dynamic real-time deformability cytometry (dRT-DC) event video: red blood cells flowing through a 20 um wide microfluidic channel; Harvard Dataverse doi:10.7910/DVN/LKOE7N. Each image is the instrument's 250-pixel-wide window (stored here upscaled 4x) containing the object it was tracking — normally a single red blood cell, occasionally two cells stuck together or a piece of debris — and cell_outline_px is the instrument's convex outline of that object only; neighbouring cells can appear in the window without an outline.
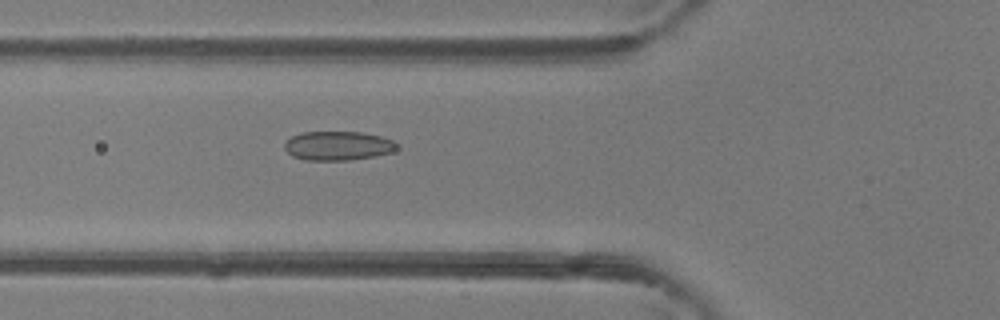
{"species": "common noctule bat (a hibernating species)", "species_latin": "Nyctalus noctula", "temperature_condition": "room temperature", "stored_images_in_passage": 48, "camera_frame_rate_fps": 3000, "um_per_image_px": 0.085, "animal": {"sex": "female"}, "frame": {"image": 1, "passage_image": 18, "time_ms": 5.667, "image_size_px": [1000, 320], "cell_outline_px": [[396, 148], [392, 152], [376, 156], [348, 160], [304, 160], [292, 156], [284, 148], [284, 144], [292, 136], [300, 132], [364, 132], [380, 136], [392, 140], [396, 144]], "centroid_in_image_um": [28.7, 12.39], "position_along_channel_um": 97.1, "area_um2": 19.02}}
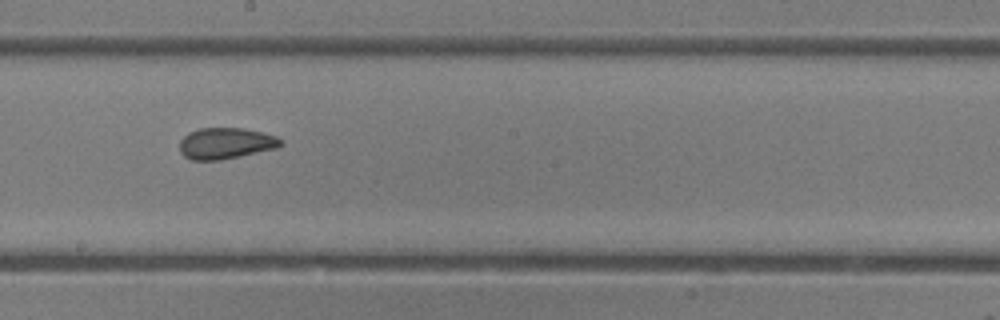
{"frame": {"image": 2, "passage_image": 27, "time_ms": 8.667, "image_size_px": [1000, 320], "cell_outline_px": [[284, 144], [276, 148], [240, 156], [220, 160], [192, 160], [184, 156], [180, 152], [180, 140], [188, 132], [200, 128], [240, 128], [260, 132], [276, 136], [284, 140]], "centroid_in_image_um": [19.18, 12.18], "position_along_channel_um": 229.0, "area_um2": 18.38}}
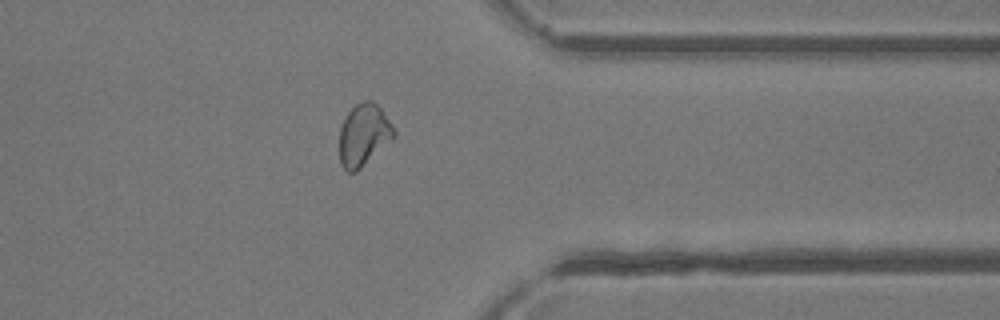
{"frame": {"image": 3, "passage_image": 38, "time_ms": 12.333, "image_size_px": [1000, 320], "cell_outline_px": [[396, 136], [356, 172], [348, 172], [340, 164], [340, 128], [348, 112], [356, 104], [364, 100], [372, 100], [380, 108], [392, 124], [396, 132]], "centroid_in_image_um": [30.92, 11.47], "position_along_channel_um": 380.5, "area_um2": 19.54}, "authors_computed_cell_mechanics": {"area_um2": 19.9121, "velocity_mm_per_s": 4.3796, "shape_relaxation_time_tau1_ms": 3.8905, "shape_relaxation_time_tau2_ms": 1.7909, "deformation_change_tau1": 0.0775, "deformation_change_tau2": 0.0648}}